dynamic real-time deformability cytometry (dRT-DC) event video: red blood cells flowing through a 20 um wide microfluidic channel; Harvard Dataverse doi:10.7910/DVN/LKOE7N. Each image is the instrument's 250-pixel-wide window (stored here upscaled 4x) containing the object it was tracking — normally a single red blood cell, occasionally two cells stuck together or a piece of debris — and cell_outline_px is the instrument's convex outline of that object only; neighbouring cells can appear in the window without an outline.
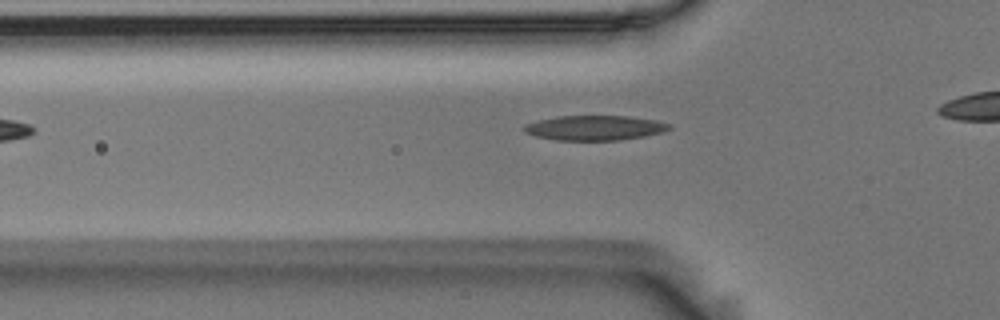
{"species": "Egyptian fruit bat (a non-hibernating species)", "species_latin": "Rousettus aegyptiacus", "temperature_condition": "room temperature", "stored_images_in_passage": 30, "camera_frame_rate_fps": 3000, "um_per_image_px": 0.085, "animal": {"sex": "male"}, "frame": {"image": 1, "passage_image": 3, "time_ms": 0.667, "image_size_px": [1000, 320], "cell_outline_px": [[672, 128], [664, 132], [644, 136], [620, 140], [556, 140], [536, 136], [524, 132], [524, 124], [556, 116], [628, 116], [656, 120], [672, 124]], "centroid_in_image_um": [50.59, 10.86], "position_along_channel_um": 75.2, "area_um2": 21.04}}
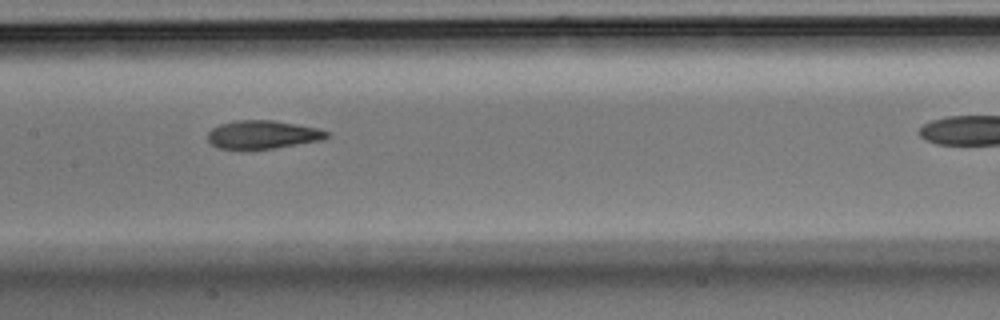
{"frame": {"image": 2, "passage_image": 12, "time_ms": 3.667, "image_size_px": [1000, 320], "cell_outline_px": [[332, 136], [320, 140], [272, 148], [240, 152], [220, 148], [212, 144], [208, 140], [208, 132], [212, 128], [220, 124], [236, 120], [272, 120], [296, 124], [316, 128], [332, 132]], "centroid_in_image_um": [22.3, 11.47], "position_along_channel_um": 185.1, "area_um2": 20.06}}
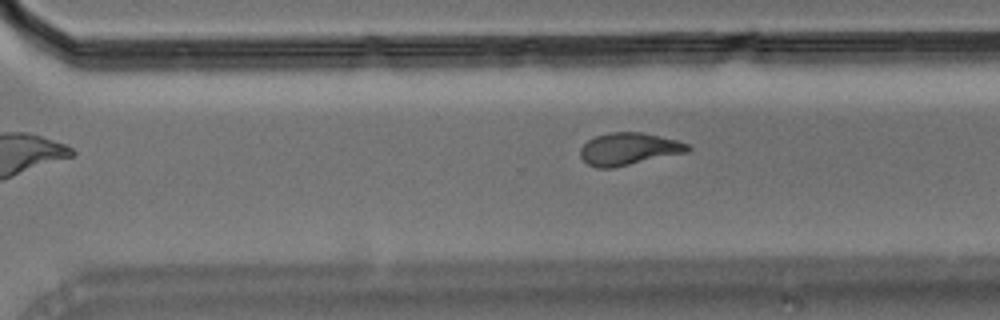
{"frame": {"image": 3, "passage_image": 23, "time_ms": 7.333, "image_size_px": [1000, 320], "cell_outline_px": [[692, 148], [688, 152], [612, 168], [596, 168], [588, 164], [580, 156], [580, 148], [588, 140], [596, 136], [612, 132], [640, 132], [676, 140], [688, 144]], "centroid_in_image_um": [53.44, 12.67], "position_along_channel_um": 317.2, "area_um2": 20.06}}